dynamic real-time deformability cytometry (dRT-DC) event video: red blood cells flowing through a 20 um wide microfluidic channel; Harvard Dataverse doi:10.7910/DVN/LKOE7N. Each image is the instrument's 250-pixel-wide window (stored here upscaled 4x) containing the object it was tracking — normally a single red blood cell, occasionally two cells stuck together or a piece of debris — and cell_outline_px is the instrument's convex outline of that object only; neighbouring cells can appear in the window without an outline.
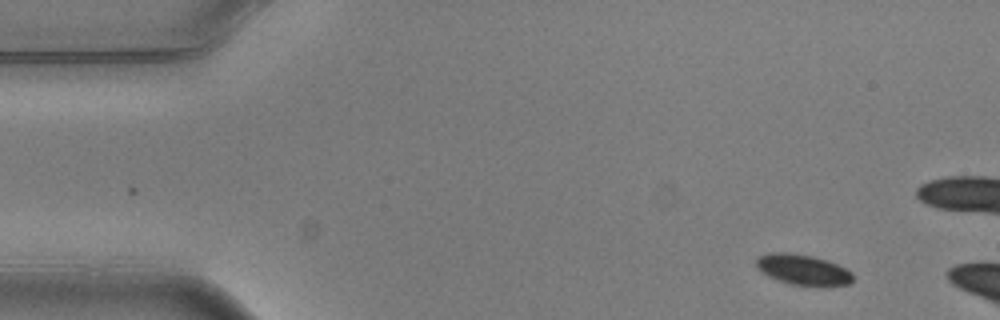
{"species": "common noctule bat (a hibernating species)", "species_latin": "Nyctalus noctula", "temperature_condition": "warm", "stored_images_in_passage": 3, "camera_frame_rate_fps": 3000, "um_per_image_px": 0.085, "animal": {"sex": "male", "body_mass_g": 20.5, "forearm_length_mm": 52.5}, "frame": {"image": 1, "passage_image": 1, "time_ms": 0.0, "image_size_px": [1000, 320], "cell_outline_px": [[852, 280], [848, 284], [820, 288], [788, 284], [768, 276], [760, 272], [756, 268], [756, 256], [768, 252], [788, 252], [812, 256], [828, 260], [852, 272]], "centroid_in_image_um": [68.21, 22.94], "position_along_channel_um": 16.8, "area_um2": 17.8}}